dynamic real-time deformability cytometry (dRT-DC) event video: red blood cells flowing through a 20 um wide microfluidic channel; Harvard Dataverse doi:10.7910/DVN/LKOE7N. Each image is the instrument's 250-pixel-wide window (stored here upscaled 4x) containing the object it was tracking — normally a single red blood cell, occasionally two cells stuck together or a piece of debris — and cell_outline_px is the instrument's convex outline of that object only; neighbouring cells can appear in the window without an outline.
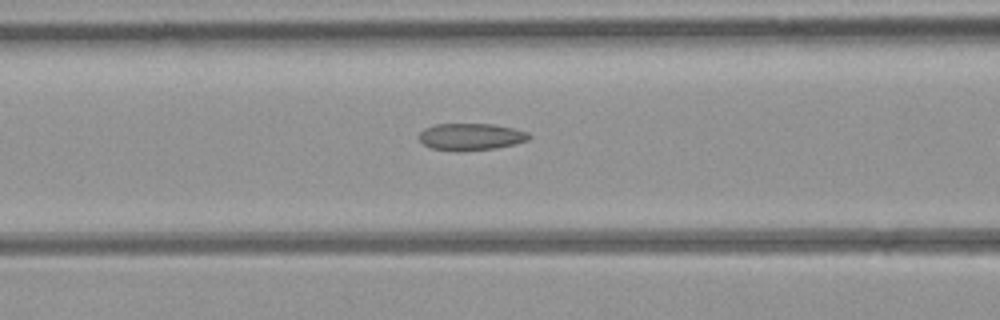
{"species": "common noctule bat (a hibernating species)", "species_latin": "Nyctalus noctula", "temperature_condition": "room temperature", "stored_images_in_passage": 35, "camera_frame_rate_fps": 3000, "um_per_image_px": 0.085, "animal": {"sex": "female", "body_mass_g": 21.9}, "frame": {"image": 1, "passage_image": 15, "time_ms": 4.667, "image_size_px": [1000, 320], "cell_outline_px": [[532, 136], [528, 140], [496, 148], [432, 148], [424, 144], [420, 140], [420, 132], [424, 128], [436, 124], [492, 124], [512, 128], [528, 132]], "centroid_in_image_um": [40.06, 11.57], "position_along_channel_um": 126.5, "area_um2": 16.3}}
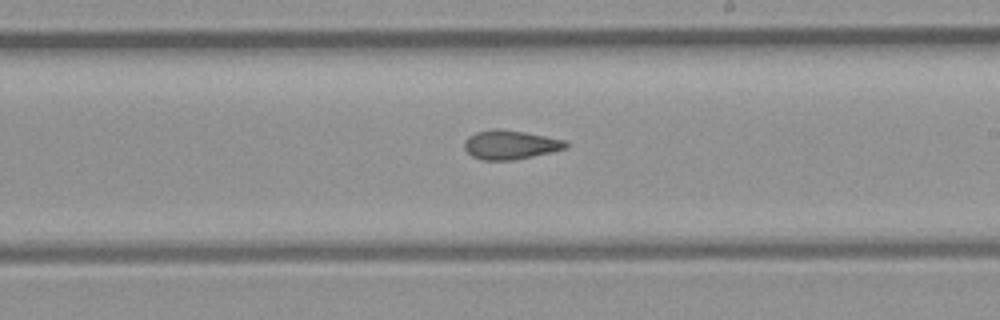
{"frame": {"image": 2, "passage_image": 24, "time_ms": 7.667, "image_size_px": [1000, 320], "cell_outline_px": [[568, 148], [552, 152], [512, 160], [480, 160], [472, 156], [464, 148], [464, 140], [468, 136], [476, 132], [492, 128], [496, 128], [524, 132], [568, 140]], "centroid_in_image_um": [43.38, 12.3], "position_along_channel_um": 245.6, "area_um2": 17.34}}
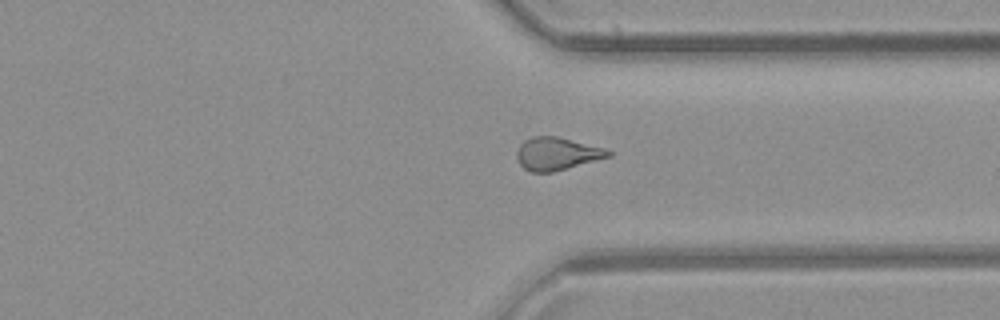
{"frame": {"image": 3, "passage_image": 33, "time_ms": 10.667, "image_size_px": [1000, 320], "cell_outline_px": [[612, 156], [552, 172], [532, 172], [524, 168], [520, 164], [516, 156], [516, 152], [520, 144], [524, 140], [532, 136], [556, 136], [604, 148], [612, 152]], "centroid_in_image_um": [47.32, 13.06], "position_along_channel_um": 364.1, "area_um2": 17.34}}